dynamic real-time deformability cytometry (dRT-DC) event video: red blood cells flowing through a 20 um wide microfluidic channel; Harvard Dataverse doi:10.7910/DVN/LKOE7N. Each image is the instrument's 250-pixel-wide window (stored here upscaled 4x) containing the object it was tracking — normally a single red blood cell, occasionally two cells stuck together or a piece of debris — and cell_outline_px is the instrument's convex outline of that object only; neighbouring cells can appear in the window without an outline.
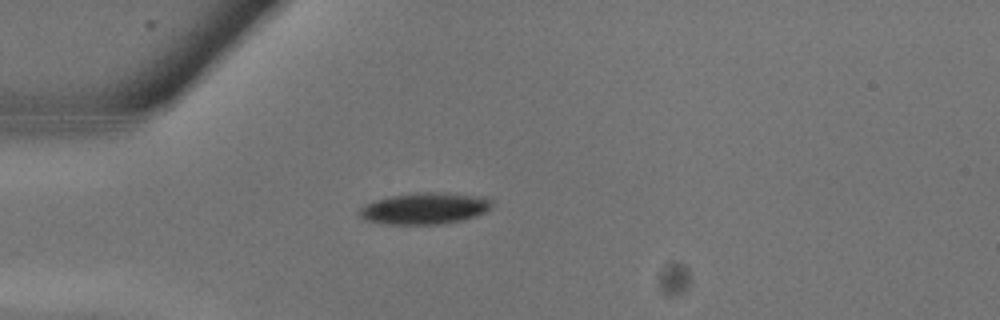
{"species": "common noctule bat (a hibernating species)", "species_latin": "Nyctalus noctula", "temperature_condition": "warm", "stored_images_in_passage": 6, "camera_frame_rate_fps": 3000, "um_per_image_px": 0.085, "animal": {"sex": "male", "body_mass_g": 13.3}, "frame": {"image": 1, "passage_image": 2, "time_ms": 0.333, "image_size_px": [1000, 320], "cell_outline_px": [[492, 204], [484, 212], [476, 216], [464, 220], [440, 224], [380, 224], [364, 220], [360, 216], [360, 208], [364, 204], [376, 200], [392, 196], [416, 192], [440, 192], [484, 196], [492, 200]], "centroid_in_image_um": [36.09, 17.71], "position_along_channel_um": 48.9, "area_um2": 24.45}}
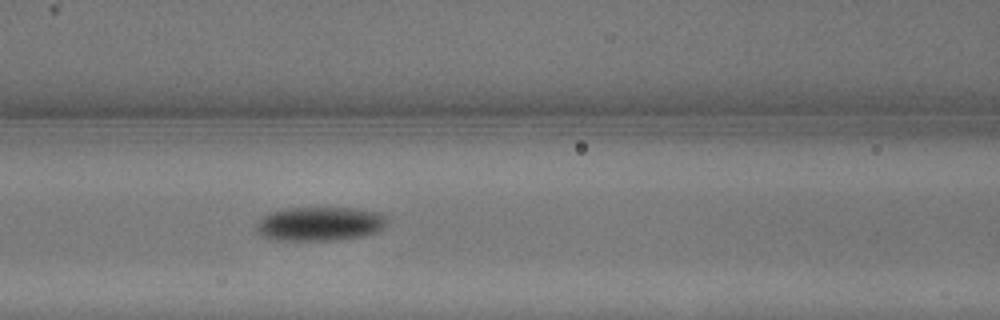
{"frame": {"image": 2, "passage_image": 6, "time_ms": 1.667, "image_size_px": [1000, 320], "cell_outline_px": [[388, 220], [384, 228], [376, 232], [364, 236], [336, 240], [268, 240], [260, 236], [256, 232], [256, 224], [260, 216], [268, 212], [288, 208], [352, 208], [384, 212], [388, 216]], "centroid_in_image_um": [27.17, 19.02], "position_along_channel_um": 139.4, "area_um2": 26.65}}